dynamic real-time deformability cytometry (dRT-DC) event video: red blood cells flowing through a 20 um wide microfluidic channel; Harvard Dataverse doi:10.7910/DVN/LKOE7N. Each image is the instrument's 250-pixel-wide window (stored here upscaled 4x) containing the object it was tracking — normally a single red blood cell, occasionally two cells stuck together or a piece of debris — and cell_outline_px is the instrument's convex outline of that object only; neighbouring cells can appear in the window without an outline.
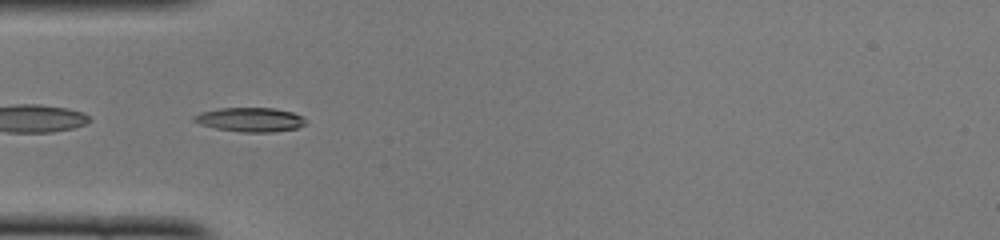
{"species": "common noctule bat (a hibernating species)", "species_latin": "Nyctalus noctula", "temperature_condition": "cold", "stored_images_in_passage": 42, "camera_frame_rate_fps": 3000, "um_per_image_px": 0.085, "animal": {"sex": "female", "body_mass_g": 22.0, "forearm_length_mm": 56.7}, "frame": {"image": 1, "passage_image": 7, "time_ms": 2.0, "image_size_px": [1000, 240], "cell_outline_px": [[304, 124], [296, 128], [272, 132], [240, 132], [216, 128], [200, 124], [192, 120], [192, 116], [200, 112], [220, 108], [276, 108], [292, 112], [304, 116]], "centroid_in_image_um": [21.24, 10.16], "position_along_channel_um": 63.8, "area_um2": 15.72}}
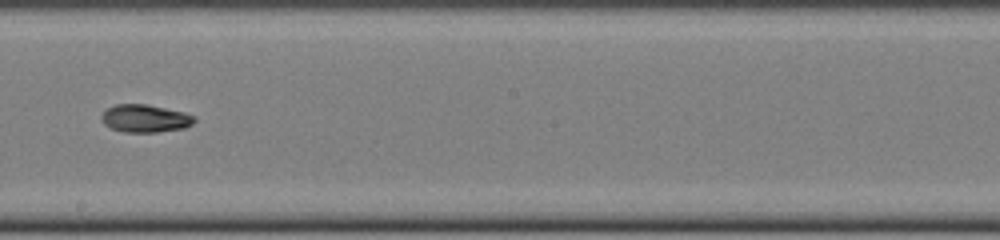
{"frame": {"image": 2, "passage_image": 20, "time_ms": 6.333, "image_size_px": [1000, 240], "cell_outline_px": [[196, 120], [192, 124], [184, 128], [156, 132], [124, 132], [112, 128], [104, 124], [100, 120], [100, 116], [108, 108], [116, 104], [144, 104], [184, 112], [196, 116]], "centroid_in_image_um": [12.33, 10.07], "position_along_channel_um": 235.9, "area_um2": 14.97}}
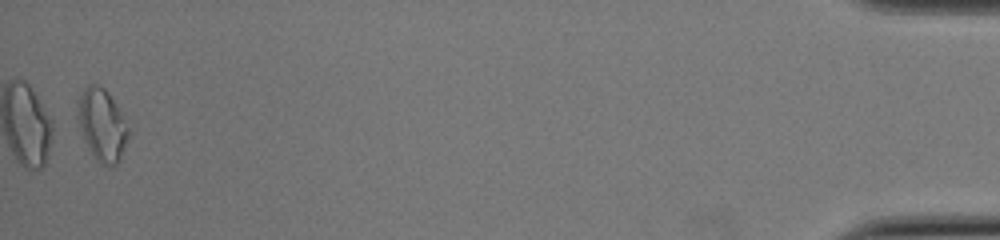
{"frame": {"image": 3, "passage_image": 41, "time_ms": 13.333, "image_size_px": [1000, 240], "cell_outline_px": [[132, 132], [120, 160], [112, 168], [100, 164], [96, 160], [88, 148], [76, 120], [76, 100], [80, 92], [88, 84], [96, 84], [104, 88], [116, 104]], "centroid_in_image_um": [8.67, 10.63], "position_along_channel_um": 426.5, "area_um2": 22.08}, "authors_computed_cell_mechanics": {"area_um2": 15.5482, "velocity_mm_per_s": 3.9939, "shape_relaxation_time_tau1_ms": 2.0904, "shape_relaxation_time_tau2_ms": null, "deformation_change_tau1": 0.1399, "deformation_change_tau2": null}}